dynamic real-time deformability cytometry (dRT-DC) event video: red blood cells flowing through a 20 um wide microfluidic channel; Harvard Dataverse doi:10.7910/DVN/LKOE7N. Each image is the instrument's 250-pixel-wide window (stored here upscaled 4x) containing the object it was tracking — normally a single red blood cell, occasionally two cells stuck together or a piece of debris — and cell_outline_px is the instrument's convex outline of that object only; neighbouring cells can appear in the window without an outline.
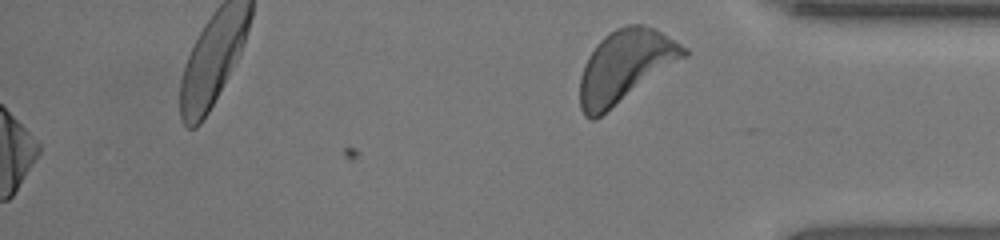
{"species": "human", "species_latin": "Homo sapiens", "temperature_condition": "room temperature", "stored_images_in_passage": 34, "camera_frame_rate_fps": 3000, "um_per_image_px": 0.085, "donor": {"sex": "female"}, "frame": {"image": 1, "passage_image": 34, "time_ms": 11.0, "image_size_px": [1000, 240], "cell_outline_px": [[688, 56], [596, 120], [592, 120], [584, 116], [580, 108], [580, 76], [584, 64], [588, 56], [596, 44], [608, 32], [616, 28], [628, 24], [640, 24], [656, 28], [688, 48]], "centroid_in_image_um": [53.15, 5.63], "position_along_channel_um": 382.1, "area_um2": 44.22}, "authors_computed_cell_mechanics": {"area_um2": 33.4951, "velocity_mm_per_s": 4.2111, "shape_relaxation_time_tau1_ms": 2.5036, "shape_relaxation_time_tau2_ms": null, "deformation_change_tau1": 0.1626, "deformation_change_tau2": null}}